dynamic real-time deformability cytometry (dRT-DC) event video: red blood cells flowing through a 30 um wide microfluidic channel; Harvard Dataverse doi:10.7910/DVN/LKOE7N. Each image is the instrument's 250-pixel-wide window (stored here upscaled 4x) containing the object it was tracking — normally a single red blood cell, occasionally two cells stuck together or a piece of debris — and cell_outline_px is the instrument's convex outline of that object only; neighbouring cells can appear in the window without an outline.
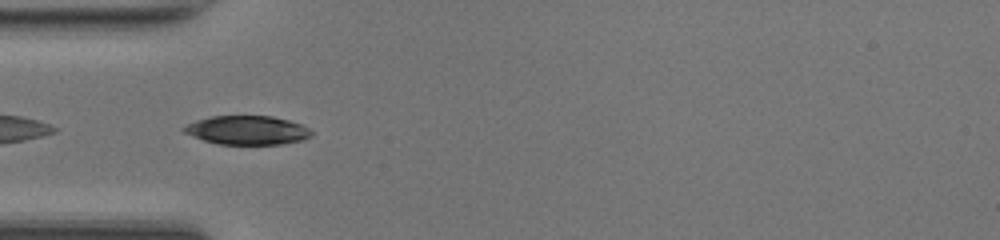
{"species": "common noctule bat (a hibernating species)", "species_latin": "Nyctalus noctula", "temperature_condition": "room temperature", "stored_images_in_passage": 32, "camera_frame_rate_fps": 3000, "um_per_image_px": 0.085, "animal": {"sex": "female", "body_mass_g": 17.0, "forearm_length_mm": 48.0}, "frame": {"image": 1, "passage_image": 4, "time_ms": 1.0, "image_size_px": [1000, 240], "cell_outline_px": [[312, 136], [304, 140], [284, 144], [216, 144], [204, 140], [184, 132], [180, 128], [196, 120], [212, 116], [272, 116], [288, 120], [300, 124], [308, 128], [312, 132]], "centroid_in_image_um": [21.03, 11.07], "position_along_channel_um": 64.0, "area_um2": 21.44}}
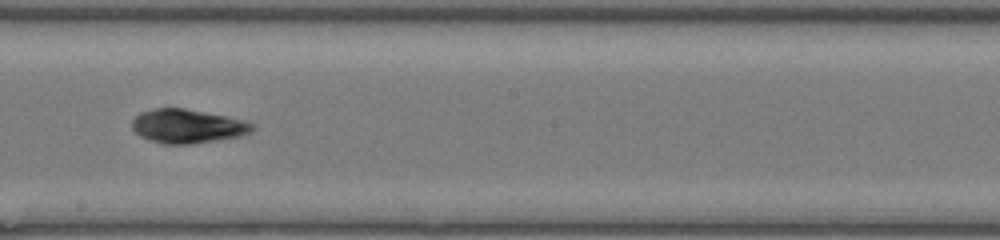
{"frame": {"image": 2, "passage_image": 16, "time_ms": 5.0, "image_size_px": [1000, 240], "cell_outline_px": [[256, 128], [252, 132], [240, 136], [216, 140], [188, 144], [164, 144], [140, 136], [132, 128], [132, 120], [140, 112], [152, 108], [184, 108], [244, 120], [252, 124]], "centroid_in_image_um": [15.93, 10.72], "position_along_channel_um": 232.3, "area_um2": 23.58}}
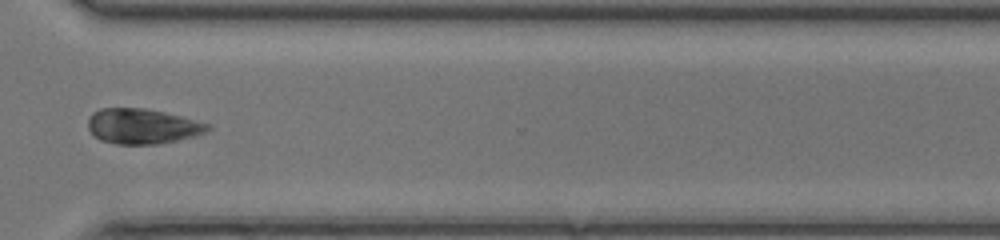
{"frame": {"image": 3, "passage_image": 25, "time_ms": 8.0, "image_size_px": [1000, 240], "cell_outline_px": [[212, 128], [208, 132], [160, 144], [116, 144], [100, 140], [88, 128], [88, 116], [92, 112], [100, 108], [144, 108], [164, 112], [180, 116], [208, 124]], "centroid_in_image_um": [12.07, 10.73], "position_along_channel_um": 358.5, "area_um2": 24.45}, "authors_computed_cell_mechanics": {"area_um2": 23.5824, "velocity_mm_per_s": 4.2075, "shape_relaxation_time_tau1_ms": 2.3097, "shape_relaxation_time_tau2_ms": 4.6895, "deformation_change_tau1": 0.0504, "deformation_change_tau2": 0.0962}}